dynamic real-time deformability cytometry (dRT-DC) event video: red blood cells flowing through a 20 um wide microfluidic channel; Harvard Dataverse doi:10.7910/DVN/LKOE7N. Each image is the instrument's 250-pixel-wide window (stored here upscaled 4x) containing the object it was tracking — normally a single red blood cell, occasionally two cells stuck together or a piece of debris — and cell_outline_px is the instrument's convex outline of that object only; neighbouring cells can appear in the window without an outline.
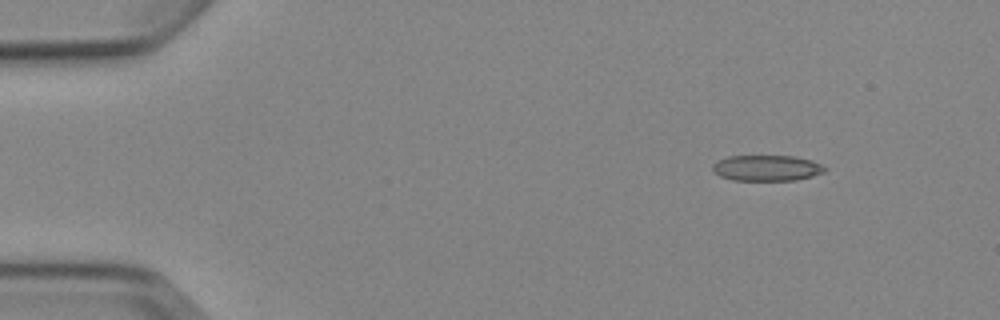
{"species": "Egyptian fruit bat (a non-hibernating species)", "species_latin": "Rousettus aegyptiacus", "temperature_condition": "cold", "stored_images_in_passage": 4, "camera_frame_rate_fps": 3000, "um_per_image_px": 0.085, "animal": {"sex": "female"}, "frame": {"image": 1, "passage_image": 1, "time_ms": 0.0, "image_size_px": [1000, 320], "cell_outline_px": [[828, 168], [824, 172], [812, 176], [796, 180], [732, 180], [720, 176], [712, 168], [712, 164], [716, 160], [728, 156], [796, 156], [812, 160]], "centroid_in_image_um": [65.18, 14.27], "position_along_channel_um": 19.8, "area_um2": 16.94}}
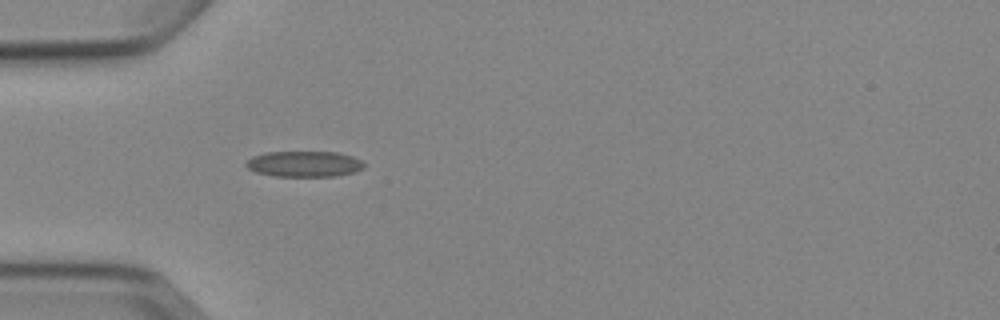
{"frame": {"image": 2, "passage_image": 4, "time_ms": 3.333, "image_size_px": [1000, 320], "cell_outline_px": [[364, 168], [356, 172], [336, 176], [272, 176], [256, 172], [248, 168], [244, 164], [252, 156], [264, 152], [336, 152], [352, 156], [360, 160], [364, 164]], "centroid_in_image_um": [25.85, 13.94], "position_along_channel_um": 59.2, "area_um2": 17.8}}